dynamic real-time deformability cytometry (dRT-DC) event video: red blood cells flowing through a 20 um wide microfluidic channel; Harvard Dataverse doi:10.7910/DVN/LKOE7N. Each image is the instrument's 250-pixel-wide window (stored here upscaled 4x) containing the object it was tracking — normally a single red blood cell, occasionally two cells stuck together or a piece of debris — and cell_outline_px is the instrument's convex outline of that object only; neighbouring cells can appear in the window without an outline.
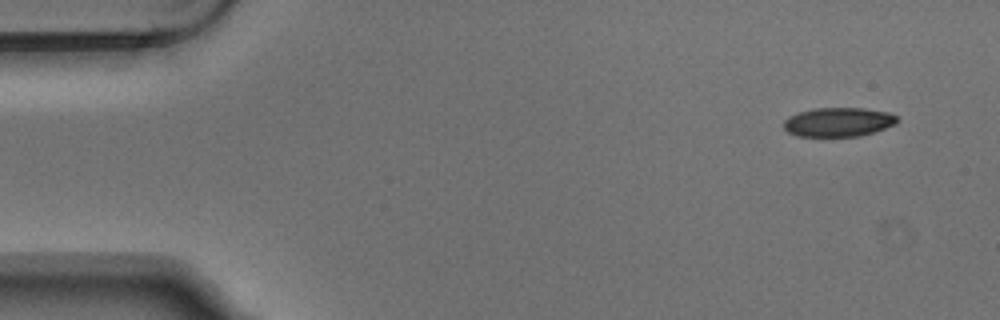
{"species": "Egyptian fruit bat (a non-hibernating species)", "species_latin": "Rousettus aegyptiacus", "temperature_condition": "warm", "stored_images_in_passage": 5, "camera_frame_rate_fps": 3000, "um_per_image_px": 0.085, "animal": {"sex": "male"}, "frame": {"image": 1, "passage_image": 1, "time_ms": 0.0, "image_size_px": [1000, 320], "cell_outline_px": [[900, 120], [896, 124], [860, 136], [796, 136], [788, 132], [784, 128], [784, 120], [788, 116], [812, 108], [864, 108], [888, 112], [896, 116]], "centroid_in_image_um": [71.26, 10.37], "position_along_channel_um": 13.7, "area_um2": 19.25}}
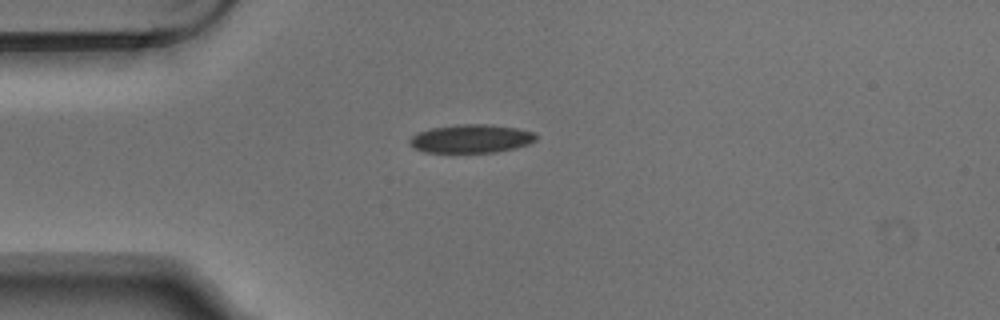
{"frame": {"image": 2, "passage_image": 4, "time_ms": 1.0, "image_size_px": [1000, 320], "cell_outline_px": [[536, 140], [528, 144], [516, 148], [496, 152], [424, 152], [412, 148], [408, 144], [408, 140], [416, 132], [432, 128], [460, 124], [488, 124], [516, 128], [536, 132]], "centroid_in_image_um": [40.02, 11.79], "position_along_channel_um": 45.0, "area_um2": 21.1}}
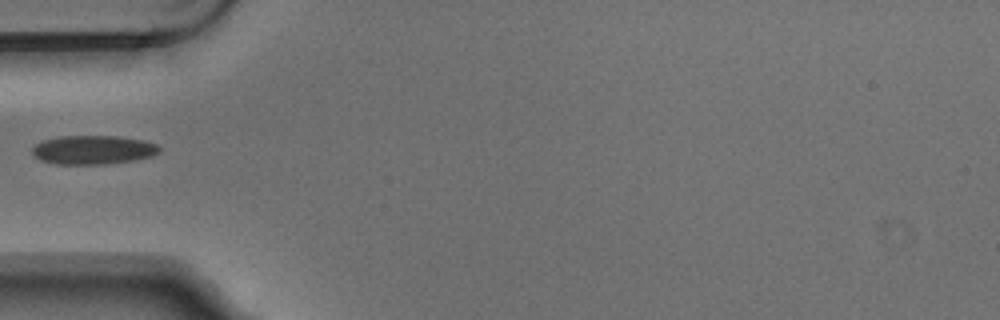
{"frame": {"image": 3, "passage_image": 5, "time_ms": 1.333, "image_size_px": [1000, 320], "cell_outline_px": [[160, 152], [152, 156], [136, 160], [104, 164], [56, 164], [40, 160], [32, 152], [32, 148], [36, 144], [44, 140], [60, 136], [120, 136], [144, 140], [156, 144], [160, 148]], "centroid_in_image_um": [7.94, 12.73], "position_along_channel_um": 77.1, "area_um2": 21.44}}